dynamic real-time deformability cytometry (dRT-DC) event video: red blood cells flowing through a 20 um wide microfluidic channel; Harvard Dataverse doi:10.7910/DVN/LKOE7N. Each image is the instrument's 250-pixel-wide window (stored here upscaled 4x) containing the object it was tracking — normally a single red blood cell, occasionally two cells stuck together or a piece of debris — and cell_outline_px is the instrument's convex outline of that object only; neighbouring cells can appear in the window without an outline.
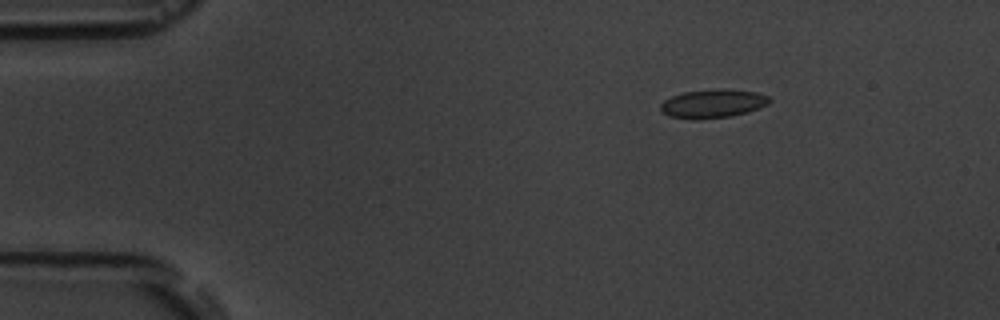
{"species": "common noctule bat (a hibernating species)", "species_latin": "Nyctalus noctula", "temperature_condition": "room temperature", "stored_images_in_passage": 6, "camera_frame_rate_fps": 3000, "um_per_image_px": 0.085, "animal": {"sex": "male", "body_mass_g": 19.5, "forearm_length_mm": 54.6}, "frame": {"image": 1, "passage_image": 3, "time_ms": 2.333, "image_size_px": [1000, 320], "cell_outline_px": [[772, 100], [768, 104], [760, 108], [748, 112], [728, 116], [696, 120], [692, 120], [668, 116], [660, 112], [660, 104], [664, 100], [672, 96], [684, 92], [720, 88], [728, 88], [756, 92], [768, 96]], "centroid_in_image_um": [60.58, 8.8], "position_along_channel_um": 24.4, "area_um2": 18.44}}
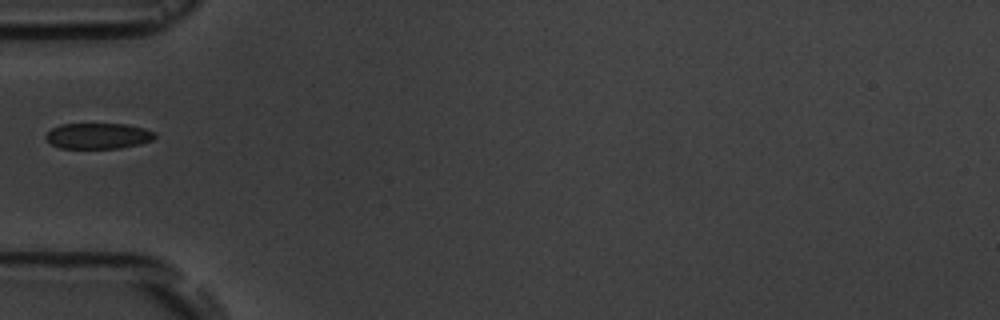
{"frame": {"image": 2, "passage_image": 6, "time_ms": 5.667, "image_size_px": [1000, 320], "cell_outline_px": [[156, 136], [152, 140], [140, 144], [120, 148], [60, 148], [52, 144], [44, 136], [52, 128], [60, 124], [128, 124], [144, 128], [156, 132]], "centroid_in_image_um": [8.37, 11.55], "position_along_channel_um": 76.6, "area_um2": 16.42}}